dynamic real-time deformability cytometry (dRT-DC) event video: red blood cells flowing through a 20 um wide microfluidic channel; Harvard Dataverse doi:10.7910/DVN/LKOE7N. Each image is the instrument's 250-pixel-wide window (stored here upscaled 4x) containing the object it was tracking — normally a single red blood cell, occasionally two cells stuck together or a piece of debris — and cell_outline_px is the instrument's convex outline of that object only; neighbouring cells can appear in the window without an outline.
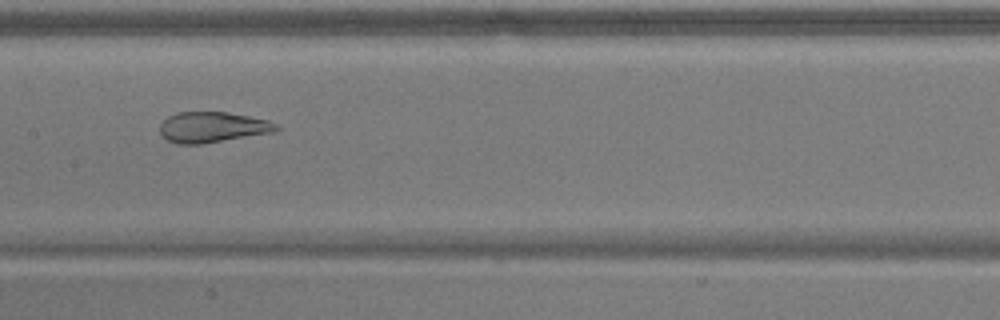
{"species": "common noctule bat (a hibernating species)", "species_latin": "Nyctalus noctula", "temperature_condition": "warm", "stored_images_in_passage": 51, "camera_frame_rate_fps": 3000, "um_per_image_px": 0.085, "animal": {"sex": "male", "body_mass_g": 17.9}, "frame": {"image": 1, "passage_image": 23, "time_ms": 7.333, "image_size_px": [1000, 320], "cell_outline_px": [[280, 128], [272, 132], [200, 144], [176, 144], [168, 140], [160, 132], [160, 124], [168, 116], [176, 112], [228, 112], [268, 120], [280, 124]], "centroid_in_image_um": [18.06, 10.8], "position_along_channel_um": 189.3, "area_um2": 20.63}}
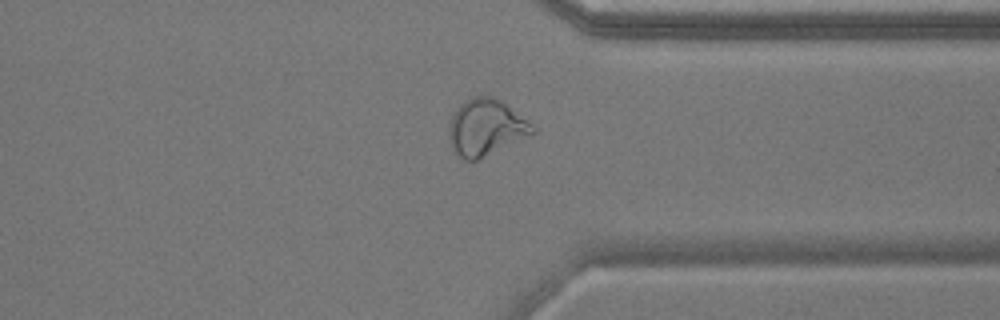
{"frame": {"image": 2, "passage_image": 38, "time_ms": 12.333, "image_size_px": [1000, 320], "cell_outline_px": [[536, 132], [532, 136], [480, 160], [464, 160], [452, 148], [448, 140], [448, 128], [452, 116], [456, 108], [464, 100], [472, 96], [492, 96], [500, 100], [532, 124], [536, 128]], "centroid_in_image_um": [41.31, 10.86], "position_along_channel_um": 370.1, "area_um2": 27.98}}
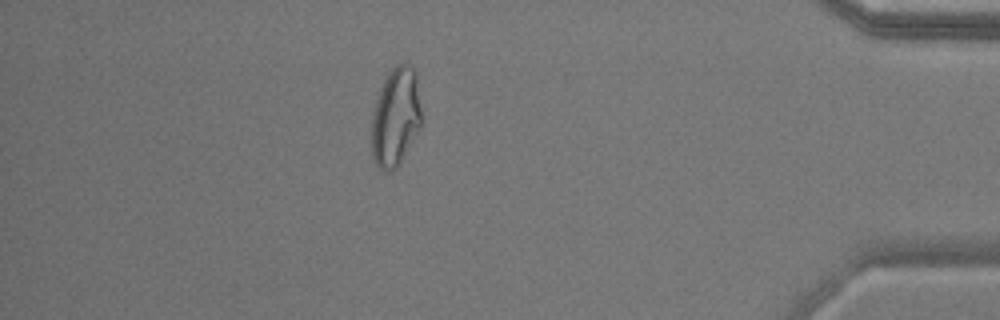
{"frame": {"image": 3, "passage_image": 44, "time_ms": 14.333, "image_size_px": [1000, 320], "cell_outline_px": [[420, 128], [400, 164], [392, 172], [384, 172], [376, 164], [372, 156], [372, 116], [376, 100], [380, 88], [388, 72], [396, 64], [404, 60], [416, 72], [420, 108]], "centroid_in_image_um": [33.62, 9.95], "position_along_channel_um": 401.6, "area_um2": 28.78}, "authors_computed_cell_mechanics": {"area_um2": 27.9752, "velocity_mm_per_s": 3.6649, "shape_relaxation_time_tau1_ms": null, "shape_relaxation_time_tau2_ms": 1.1919, "deformation_change_tau1": null, "deformation_change_tau2": 0.0846}}